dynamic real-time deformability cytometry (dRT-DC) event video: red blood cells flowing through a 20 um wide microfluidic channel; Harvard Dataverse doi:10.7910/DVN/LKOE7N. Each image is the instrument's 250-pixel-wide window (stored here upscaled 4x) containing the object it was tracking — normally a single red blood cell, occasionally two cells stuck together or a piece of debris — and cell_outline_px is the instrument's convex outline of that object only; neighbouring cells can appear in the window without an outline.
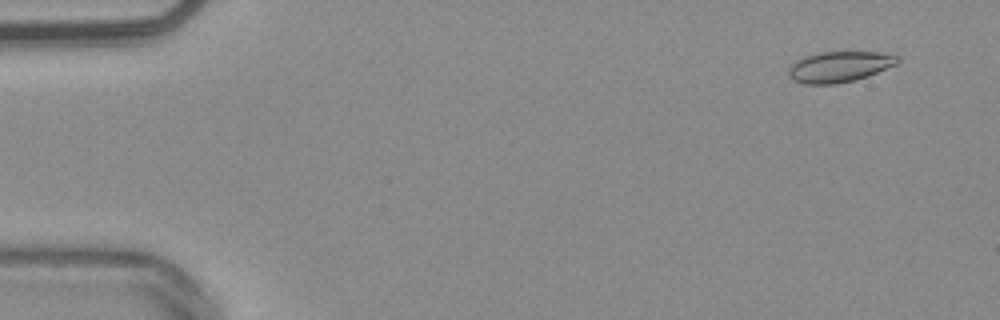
{"species": "common noctule bat (a hibernating species)", "species_latin": "Nyctalus noctula", "temperature_condition": "warm", "stored_images_in_passage": 54, "camera_frame_rate_fps": 3000, "um_per_image_px": 0.085, "animal": {"sex": "male", "body_mass_g": 20.4}, "frame": {"image": 1, "passage_image": 4, "time_ms": 1.0, "image_size_px": [1000, 320], "cell_outline_px": [[900, 60], [896, 64], [868, 76], [856, 80], [836, 84], [804, 84], [792, 80], [788, 76], [788, 68], [796, 60], [804, 56], [820, 52], [880, 52], [900, 56]], "centroid_in_image_um": [71.33, 5.68], "position_along_channel_um": 13.7, "area_um2": 19.71}}
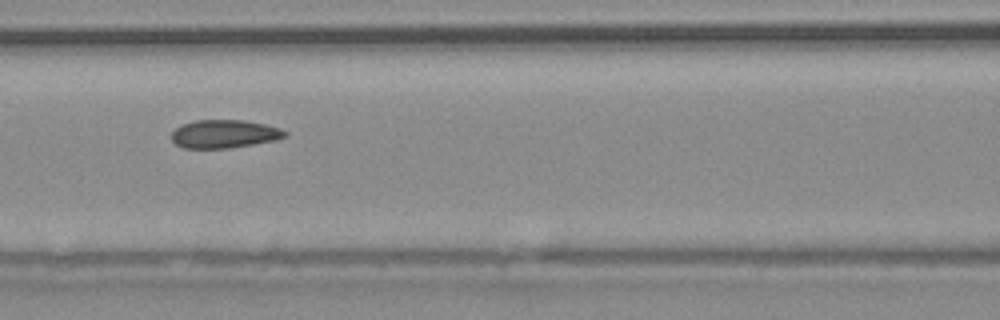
{"frame": {"image": 2, "passage_image": 24, "time_ms": 7.667, "image_size_px": [1000, 320], "cell_outline_px": [[288, 136], [276, 140], [228, 148], [184, 148], [176, 144], [172, 140], [172, 132], [180, 124], [196, 120], [244, 120], [264, 124], [280, 128], [288, 132]], "centroid_in_image_um": [19.07, 11.38], "position_along_channel_um": 147.5, "area_um2": 18.67}}
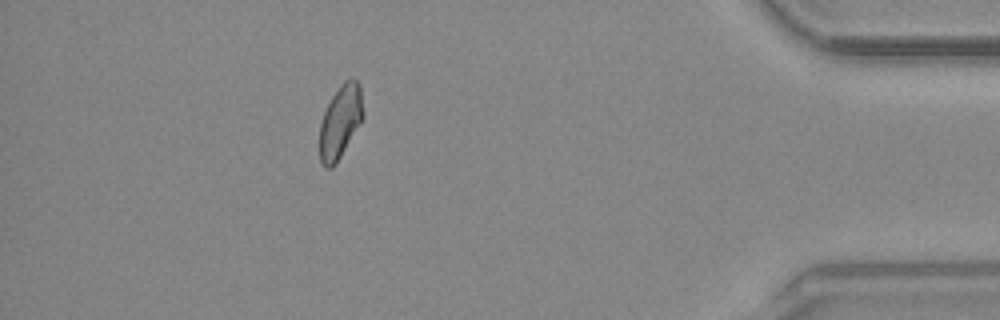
{"frame": {"image": 3, "passage_image": 48, "time_ms": 15.667, "image_size_px": [1000, 320], "cell_outline_px": [[364, 116], [336, 164], [332, 168], [324, 168], [320, 160], [320, 124], [324, 112], [332, 96], [340, 84], [344, 80], [352, 76], [360, 84], [364, 112]], "centroid_in_image_um": [28.94, 10.31], "position_along_channel_um": 406.3, "area_um2": 18.61}, "authors_computed_cell_mechanics": {"area_um2": 19.0162, "velocity_mm_per_s": 3.8256, "shape_relaxation_time_tau1_ms": null, "shape_relaxation_time_tau2_ms": 1.3681, "deformation_change_tau1": null, "deformation_change_tau2": 0.049}}